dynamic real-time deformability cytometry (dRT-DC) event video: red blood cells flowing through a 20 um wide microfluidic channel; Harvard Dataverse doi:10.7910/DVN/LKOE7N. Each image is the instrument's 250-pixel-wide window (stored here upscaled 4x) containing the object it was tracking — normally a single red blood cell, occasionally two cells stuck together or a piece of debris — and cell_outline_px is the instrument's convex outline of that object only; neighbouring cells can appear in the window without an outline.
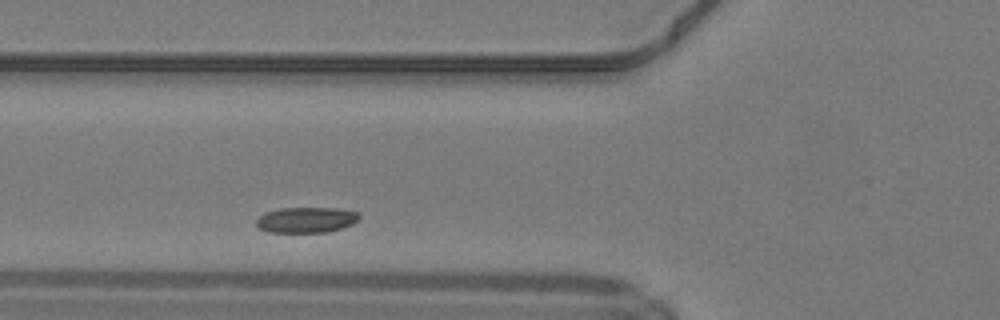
{"species": "common noctule bat (a hibernating species)", "species_latin": "Nyctalus noctula", "temperature_condition": "warm", "stored_images_in_passage": 33, "camera_frame_rate_fps": 3000, "um_per_image_px": 0.085, "animal": {"sex": "male", "body_mass_g": 19.2, "forearm_length_mm": 51.8}, "frame": {"image": 1, "passage_image": 9, "time_ms": 2.667, "image_size_px": [1000, 320], "cell_outline_px": [[360, 216], [352, 224], [328, 232], [268, 232], [260, 228], [256, 224], [256, 220], [264, 212], [280, 208], [336, 208], [360, 212]], "centroid_in_image_um": [26.02, 18.68], "position_along_channel_um": 99.8, "area_um2": 15.32}}
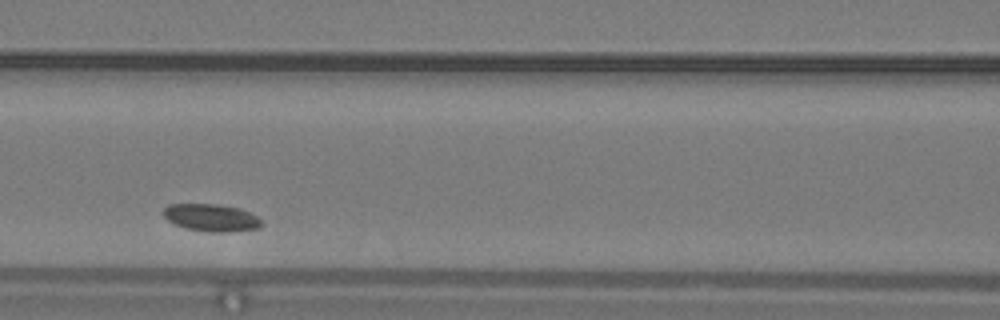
{"frame": {"image": 2, "passage_image": 13, "time_ms": 4.0, "image_size_px": [1000, 320], "cell_outline_px": [[264, 224], [260, 228], [232, 232], [208, 232], [184, 228], [168, 220], [164, 216], [164, 208], [168, 204], [220, 204], [240, 208], [256, 216]], "centroid_in_image_um": [17.99, 18.51], "position_along_channel_um": 148.6, "area_um2": 15.78}, "authors_computed_cell_mechanics": {"area_um2": 16.3574, "velocity_mm_per_s": 3.7037, "shape_relaxation_time_tau1_ms": 3.5539, "shape_relaxation_time_tau2_ms": 5.4814, "deformation_change_tau1": 0.1414, "deformation_change_tau2": 0.1204}}